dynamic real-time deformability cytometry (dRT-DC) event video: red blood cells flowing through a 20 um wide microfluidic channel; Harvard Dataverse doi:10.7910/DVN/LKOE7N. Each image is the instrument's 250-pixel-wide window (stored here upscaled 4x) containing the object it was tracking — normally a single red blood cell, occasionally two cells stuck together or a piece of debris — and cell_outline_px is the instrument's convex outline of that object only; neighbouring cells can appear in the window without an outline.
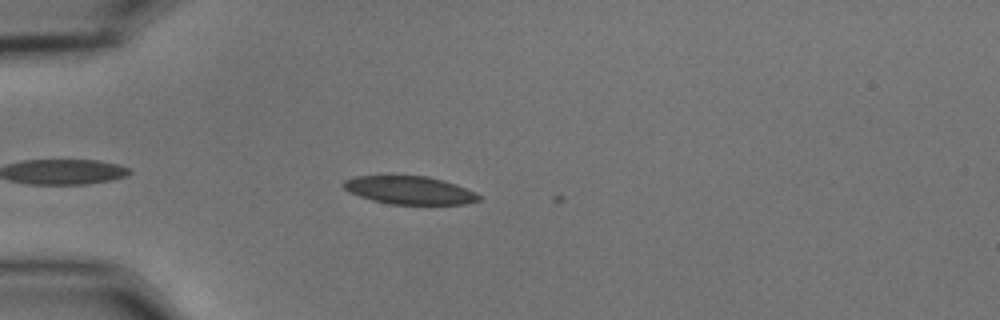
{"species": "common noctule bat (a hibernating species)", "species_latin": "Nyctalus noctula", "temperature_condition": "cold", "stored_images_in_passage": 32, "camera_frame_rate_fps": 3000, "um_per_image_px": 0.085, "animal": {"sex": "male", "body_mass_g": 15.6}, "frame": {"image": 1, "passage_image": 5, "time_ms": 1.333, "image_size_px": [1000, 320], "cell_outline_px": [[480, 200], [464, 204], [388, 204], [372, 200], [348, 192], [340, 184], [344, 180], [356, 176], [392, 172], [428, 176], [444, 180], [456, 184], [476, 192], [480, 196]], "centroid_in_image_um": [34.73, 16.11], "position_along_channel_um": 50.3, "area_um2": 23.24}}
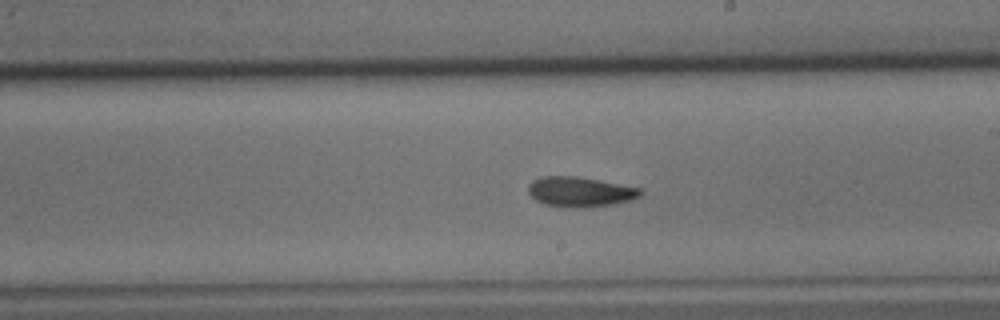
{"frame": {"image": 2, "passage_image": 18, "time_ms": 5.667, "image_size_px": [1000, 320], "cell_outline_px": [[644, 192], [640, 196], [632, 200], [616, 204], [580, 208], [576, 208], [544, 204], [536, 200], [528, 192], [528, 184], [532, 180], [540, 176], [576, 176], [640, 188]], "centroid_in_image_um": [49.3, 16.3], "position_along_channel_um": 239.7, "area_um2": 19.65}}
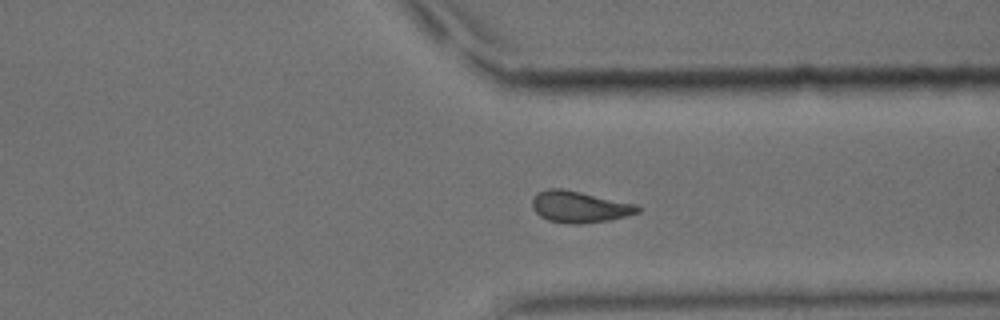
{"frame": {"image": 3, "passage_image": 28, "time_ms": 9.0, "image_size_px": [1000, 320], "cell_outline_px": [[640, 212], [628, 216], [608, 220], [580, 224], [572, 224], [548, 220], [540, 216], [532, 208], [532, 196], [536, 192], [548, 188], [560, 188], [580, 192], [636, 204], [640, 208]], "centroid_in_image_um": [49.22, 17.58], "position_along_channel_um": 362.2, "area_um2": 19.36}}